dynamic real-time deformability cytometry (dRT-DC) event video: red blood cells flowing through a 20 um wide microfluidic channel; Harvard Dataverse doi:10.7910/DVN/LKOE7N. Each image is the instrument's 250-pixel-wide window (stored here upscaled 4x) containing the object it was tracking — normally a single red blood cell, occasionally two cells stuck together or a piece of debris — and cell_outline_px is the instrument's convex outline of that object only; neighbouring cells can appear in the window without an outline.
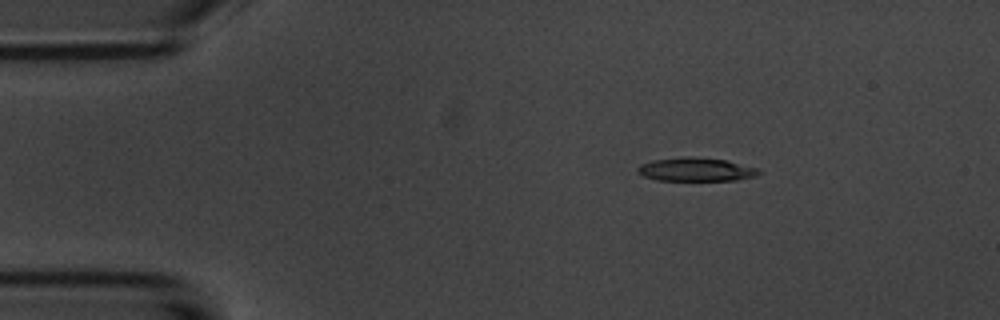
{"species": "common noctule bat (a hibernating species)", "species_latin": "Nyctalus noctula", "temperature_condition": "room temperature", "stored_images_in_passage": 5, "segment_of_instrument_passage": [1, 2], "camera_frame_rate_fps": 3000, "um_per_image_px": 0.085, "animal": {"sex": "male", "body_mass_g": 20.1, "forearm_length_mm": 53.5}, "frame": {"image": 1, "passage_image": 3, "time_ms": 2.333, "image_size_px": [1000, 320], "cell_outline_px": [[760, 172], [756, 176], [736, 180], [656, 180], [644, 176], [636, 172], [636, 168], [640, 164], [652, 160], [684, 156], [696, 156], [724, 160], [756, 168]], "centroid_in_image_um": [59.08, 14.4], "position_along_channel_um": 25.9, "area_um2": 16.59}}